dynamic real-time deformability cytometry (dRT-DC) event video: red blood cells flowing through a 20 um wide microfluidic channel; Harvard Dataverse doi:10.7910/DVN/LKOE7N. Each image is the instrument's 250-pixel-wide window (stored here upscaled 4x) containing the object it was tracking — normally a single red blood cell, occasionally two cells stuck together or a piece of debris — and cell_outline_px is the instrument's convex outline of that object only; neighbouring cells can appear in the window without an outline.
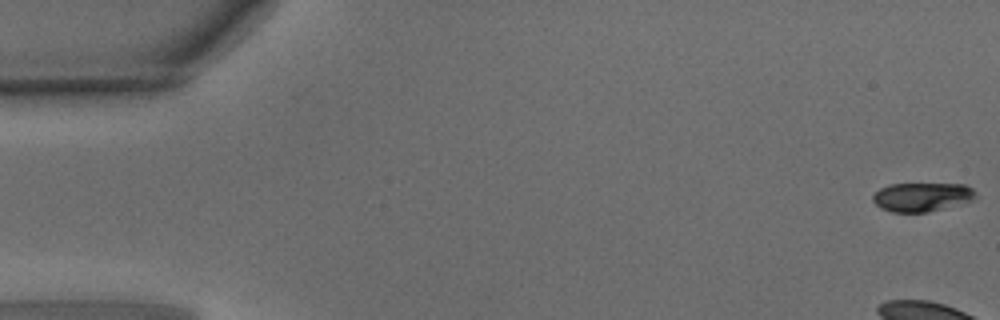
{"species": "common noctule bat (a hibernating species)", "species_latin": "Nyctalus noctula", "temperature_condition": "warm", "stored_images_in_passage": 42, "camera_frame_rate_fps": 3000, "um_per_image_px": 0.085, "animal": {"sex": "male", "body_mass_g": 15.6}, "frame": {"image": 1, "passage_image": 1, "time_ms": 0.0, "image_size_px": [1000, 320], "cell_outline_px": [[980, 196], [976, 200], [928, 212], [892, 212], [880, 208], [872, 200], [872, 196], [880, 188], [888, 184], [964, 184], [972, 188]], "centroid_in_image_um": [78.41, 16.74], "position_along_channel_um": 6.6, "area_um2": 17.57}}
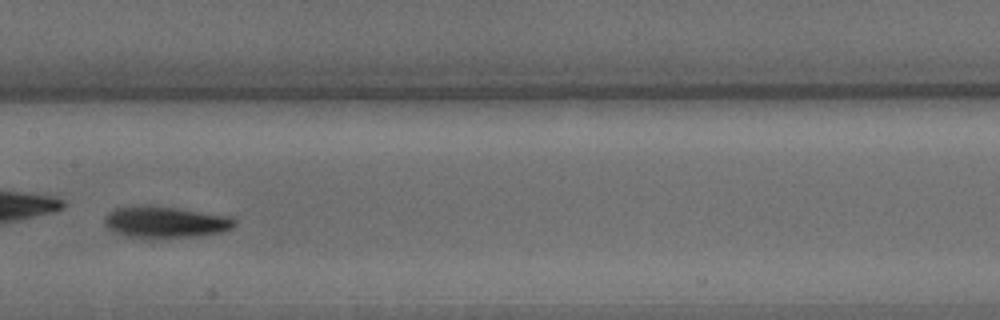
{"frame": {"image": 2, "passage_image": 26, "time_ms": 8.333, "image_size_px": [1000, 320], "cell_outline_px": [[236, 224], [232, 228], [220, 232], [200, 236], [124, 236], [112, 232], [104, 224], [104, 216], [108, 212], [116, 208], [176, 208], [228, 216], [236, 220]], "centroid_in_image_um": [14.07, 18.9], "position_along_channel_um": 193.3, "area_um2": 22.6}}
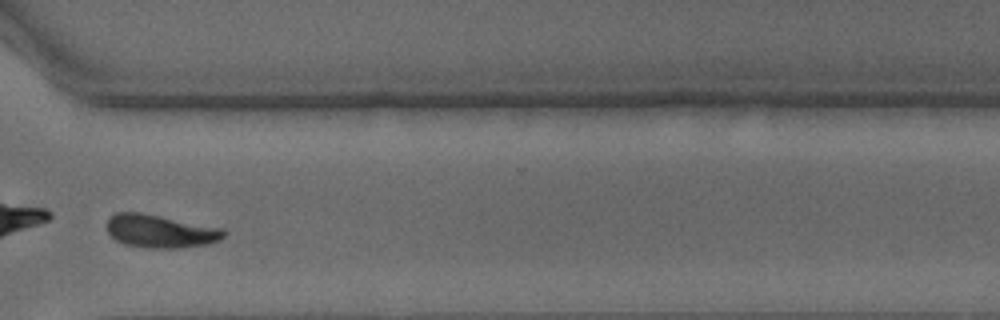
{"frame": {"image": 3, "passage_image": 38, "time_ms": 12.333, "image_size_px": [1000, 320], "cell_outline_px": [[228, 232], [220, 240], [208, 244], [180, 248], [144, 248], [124, 244], [116, 240], [108, 232], [108, 216], [116, 212], [140, 212], [224, 228]], "centroid_in_image_um": [13.65, 19.65], "position_along_channel_um": 356.9, "area_um2": 22.77}, "authors_computed_cell_mechanics": {"area_um2": 22.7443, "velocity_mm_per_s": 4.0962, "shape_relaxation_time_tau1_ms": 1.4344, "shape_relaxation_time_tau2_ms": null, "deformation_change_tau1": 0.2091, "deformation_change_tau2": null}}